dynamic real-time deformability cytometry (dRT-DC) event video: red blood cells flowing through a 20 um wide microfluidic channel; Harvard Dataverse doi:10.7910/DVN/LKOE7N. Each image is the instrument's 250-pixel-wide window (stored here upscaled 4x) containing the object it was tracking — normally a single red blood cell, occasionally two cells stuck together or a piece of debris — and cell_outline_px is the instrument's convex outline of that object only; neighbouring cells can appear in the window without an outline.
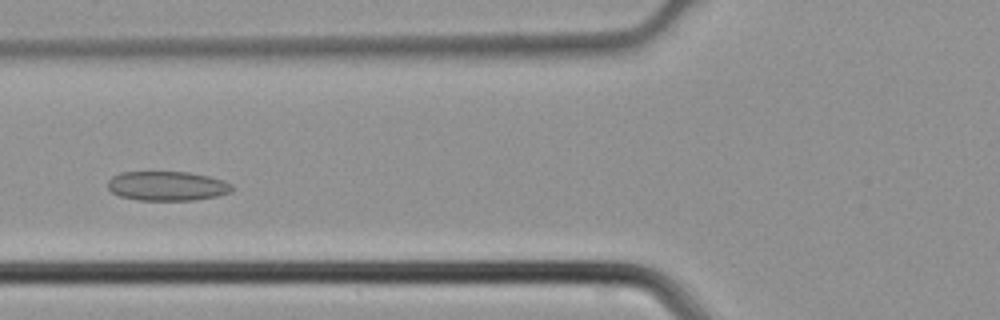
{"species": "common noctule bat (a hibernating species)", "species_latin": "Nyctalus noctula", "temperature_condition": "cold", "stored_images_in_passage": 35, "camera_frame_rate_fps": 3000, "um_per_image_px": 0.085, "animal": {"sex": "male", "body_mass_g": 21.5, "forearm_length_mm": 52.0}, "frame": {"image": 1, "passage_image": 8, "time_ms": 2.333, "image_size_px": [1000, 320], "cell_outline_px": [[232, 192], [216, 196], [196, 200], [136, 200], [120, 196], [112, 192], [108, 188], [108, 180], [112, 176], [120, 172], [188, 172], [208, 176], [224, 180], [232, 184]], "centroid_in_image_um": [14.21, 15.81], "position_along_channel_um": 111.6, "area_um2": 21.39}}
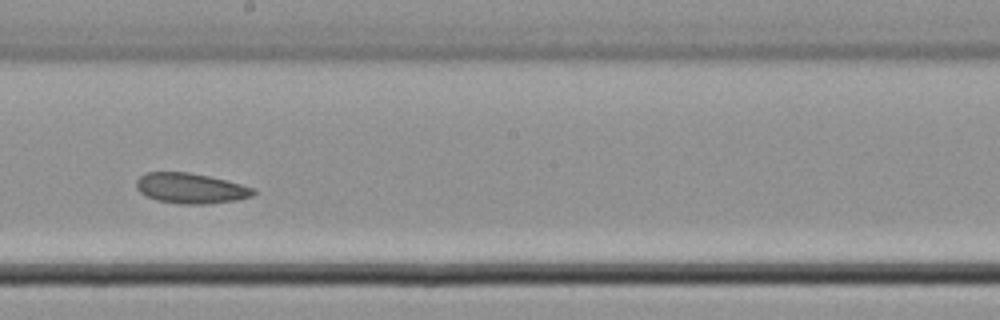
{"frame": {"image": 2, "passage_image": 16, "time_ms": 5.0, "image_size_px": [1000, 320], "cell_outline_px": [[256, 192], [252, 196], [236, 200], [208, 204], [180, 204], [156, 200], [140, 192], [136, 188], [136, 180], [140, 176], [148, 172], [188, 172], [208, 176], [256, 188]], "centroid_in_image_um": [16.21, 16.01], "position_along_channel_um": 232.0, "area_um2": 20.63}}
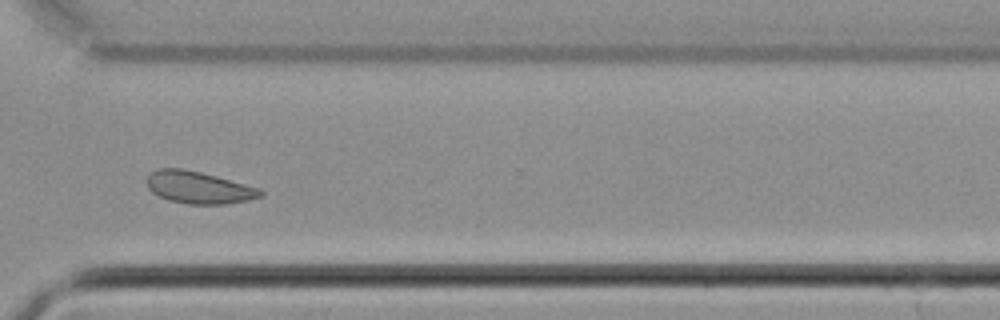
{"frame": {"image": 3, "passage_image": 24, "time_ms": 7.667, "image_size_px": [1000, 320], "cell_outline_px": [[264, 196], [248, 200], [228, 204], [188, 204], [168, 200], [152, 192], [148, 188], [148, 176], [156, 168], [184, 168], [216, 176], [260, 188], [264, 192]], "centroid_in_image_um": [16.92, 15.94], "position_along_channel_um": 353.7, "area_um2": 21.33}}